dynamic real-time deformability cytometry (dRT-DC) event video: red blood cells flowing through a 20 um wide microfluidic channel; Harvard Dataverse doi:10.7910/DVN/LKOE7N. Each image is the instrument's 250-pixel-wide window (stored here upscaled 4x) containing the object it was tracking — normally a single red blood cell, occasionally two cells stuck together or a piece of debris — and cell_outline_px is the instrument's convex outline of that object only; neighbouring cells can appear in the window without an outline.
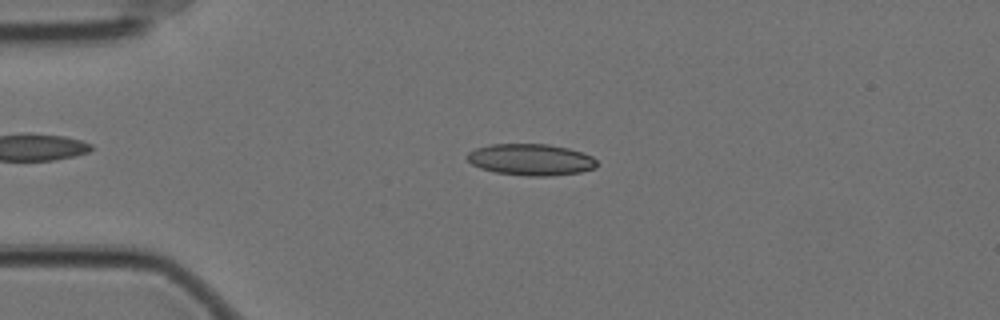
{"species": "Egyptian fruit bat (a non-hibernating species)", "species_latin": "Rousettus aegyptiacus", "temperature_condition": "cold", "stored_images_in_passage": 57, "camera_frame_rate_fps": 3000, "um_per_image_px": 0.085, "animal": {"sex": "female"}, "frame": {"image": 1, "passage_image": 13, "time_ms": 4.0, "image_size_px": [1000, 320], "cell_outline_px": [[596, 168], [580, 172], [552, 176], [528, 176], [496, 172], [480, 168], [472, 164], [464, 156], [468, 152], [476, 148], [492, 144], [548, 144], [568, 148], [584, 152], [592, 156], [596, 160]], "centroid_in_image_um": [45.13, 13.56], "position_along_channel_um": 39.9, "area_um2": 23.93}}
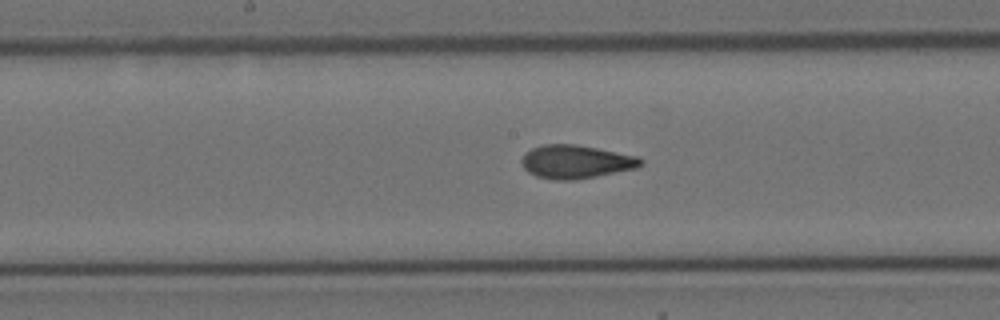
{"frame": {"image": 2, "passage_image": 29, "time_ms": 9.333, "image_size_px": [1000, 320], "cell_outline_px": [[644, 160], [636, 168], [576, 180], [556, 180], [536, 176], [528, 172], [524, 168], [520, 160], [524, 152], [532, 148], [544, 144], [576, 144], [636, 156]], "centroid_in_image_um": [48.89, 13.75], "position_along_channel_um": 199.3, "area_um2": 23.06}}
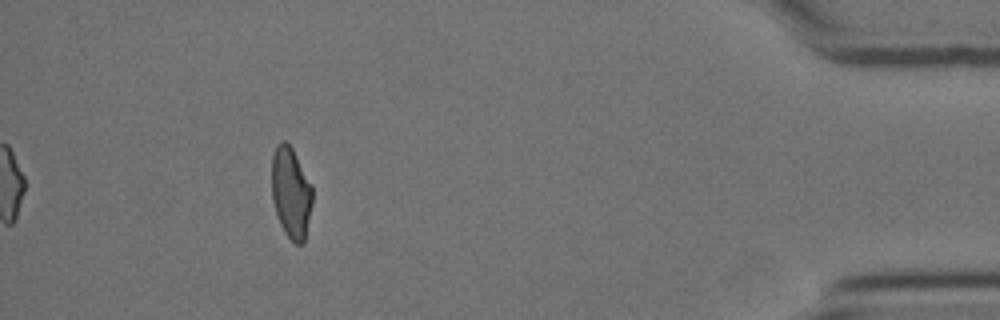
{"frame": {"image": 3, "passage_image": 52, "time_ms": 17.0, "image_size_px": [1000, 320], "cell_outline_px": [[312, 204], [304, 244], [296, 244], [284, 232], [280, 224], [272, 200], [272, 156], [276, 144], [280, 140], [284, 140], [292, 148], [312, 184]], "centroid_in_image_um": [24.73, 16.36], "position_along_channel_um": 410.5, "area_um2": 21.73}, "authors_computed_cell_mechanics": {"area_um2": 22.542, "velocity_mm_per_s": 3.505, "shape_relaxation_time_tau1_ms": 11.3247, "shape_relaxation_time_tau2_ms": 1.3412, "deformation_change_tau1": 0.2192, "deformation_change_tau2": 0.0606}}